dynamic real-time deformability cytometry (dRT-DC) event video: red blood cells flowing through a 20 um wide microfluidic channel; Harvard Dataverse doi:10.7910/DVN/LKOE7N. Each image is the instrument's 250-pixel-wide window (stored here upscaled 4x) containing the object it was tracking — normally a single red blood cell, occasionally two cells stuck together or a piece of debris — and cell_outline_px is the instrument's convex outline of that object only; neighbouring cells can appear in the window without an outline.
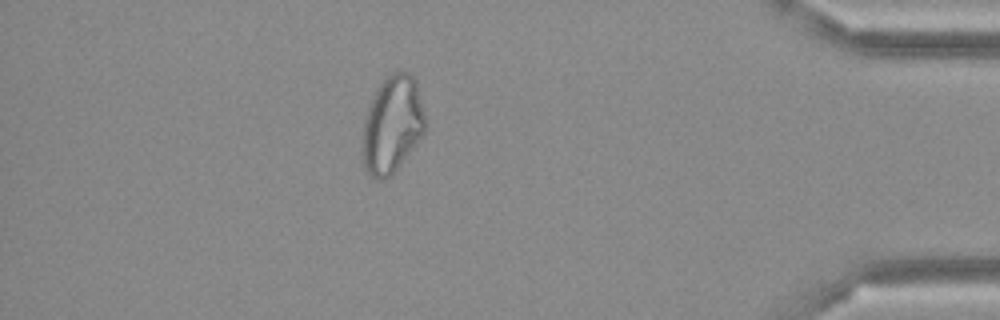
{"species": "Egyptian fruit bat (a non-hibernating species)", "species_latin": "Rousettus aegyptiacus", "temperature_condition": "cold", "stored_images_in_passage": 43, "camera_frame_rate_fps": 3000, "um_per_image_px": 0.085, "frame": {"image": 1, "passage_image": 37, "time_ms": 12.0, "image_size_px": [1000, 320], "cell_outline_px": [[428, 124], [424, 132], [416, 144], [396, 168], [384, 180], [376, 180], [364, 168], [364, 120], [372, 100], [380, 84], [392, 72], [400, 68], [408, 72], [416, 80], [428, 120]], "centroid_in_image_um": [33.41, 10.53], "position_along_channel_um": 401.8, "area_um2": 35.2}}